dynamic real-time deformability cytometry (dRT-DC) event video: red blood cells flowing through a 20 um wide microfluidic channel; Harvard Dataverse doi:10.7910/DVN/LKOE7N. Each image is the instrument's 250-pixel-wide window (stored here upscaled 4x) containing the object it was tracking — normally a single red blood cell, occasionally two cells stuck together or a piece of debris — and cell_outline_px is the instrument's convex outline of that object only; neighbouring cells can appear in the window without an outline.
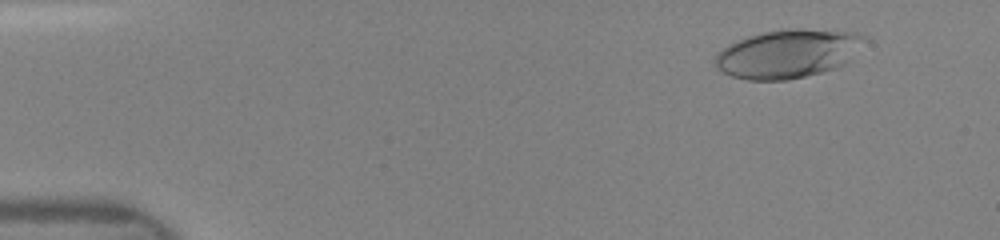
{"species": "human", "species_latin": "Homo sapiens", "temperature_condition": "room temperature", "stored_images_in_passage": 45, "camera_frame_rate_fps": 3000, "um_per_image_px": 0.085, "donor": {"sex": "female"}, "frame": {"image": 1, "passage_image": 3, "time_ms": 1.0, "image_size_px": [1000, 240], "cell_outline_px": [[868, 40], [844, 64], [836, 68], [788, 80], [748, 80], [732, 76], [716, 68], [716, 52], [728, 44], [736, 40], [748, 36], [764, 32], [784, 28], [796, 28], [852, 32], [868, 36]], "centroid_in_image_um": [66.97, 4.55], "position_along_channel_um": 18.0, "area_um2": 42.31}}
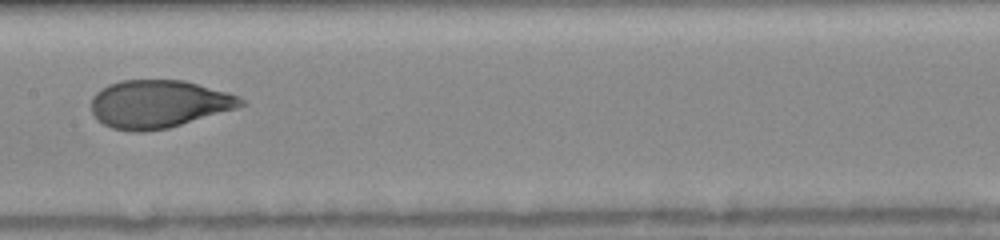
{"frame": {"image": 2, "passage_image": 23, "time_ms": 7.667, "image_size_px": [1000, 240], "cell_outline_px": [[248, 104], [236, 108], [168, 128], [144, 132], [132, 132], [112, 128], [104, 124], [92, 112], [92, 96], [100, 88], [108, 84], [120, 80], [184, 80], [228, 92], [240, 96]], "centroid_in_image_um": [13.49, 8.83], "position_along_channel_um": 193.9, "area_um2": 41.79}}
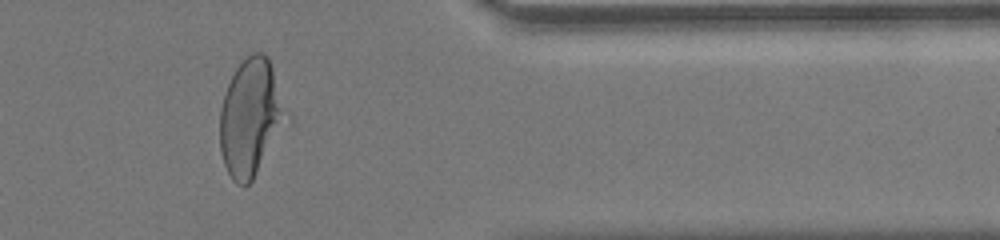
{"frame": {"image": 3, "passage_image": 37, "time_ms": 12.667, "image_size_px": [1000, 240], "cell_outline_px": [[284, 116], [252, 180], [244, 188], [236, 184], [232, 180], [224, 164], [220, 152], [220, 108], [228, 84], [240, 60], [252, 52], [260, 52], [268, 56], [272, 68]], "centroid_in_image_um": [21.17, 9.96], "position_along_channel_um": 390.2, "area_um2": 42.83}}